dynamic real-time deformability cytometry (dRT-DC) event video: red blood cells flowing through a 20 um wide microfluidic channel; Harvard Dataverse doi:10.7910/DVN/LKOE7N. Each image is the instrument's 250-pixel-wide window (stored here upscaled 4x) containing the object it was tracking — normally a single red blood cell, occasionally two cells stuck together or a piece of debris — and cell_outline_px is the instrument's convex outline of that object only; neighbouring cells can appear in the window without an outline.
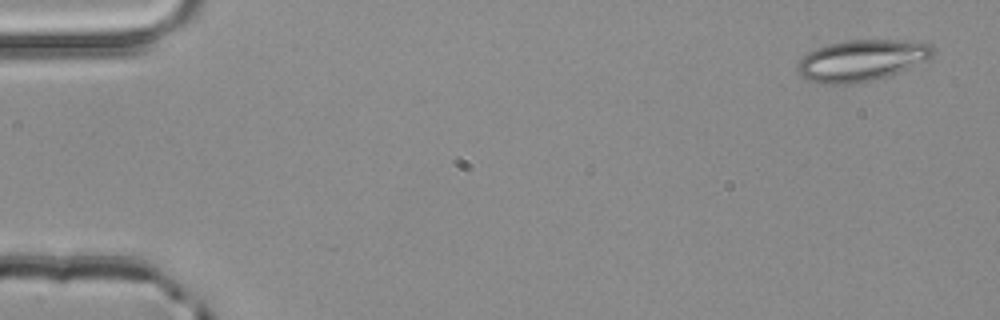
{"species": "common noctule bat (a hibernating species)", "species_latin": "Nyctalus noctula", "temperature_condition": "room temperature", "stored_images_in_passage": 4, "camera_frame_rate_fps": 3000, "um_per_image_px": 0.085, "animal": {"sex": "male", "body_mass_g": 20.4}, "frame": {"image": 1, "passage_image": 1, "time_ms": 0.0, "image_size_px": [1000, 320], "cell_outline_px": [[936, 48], [932, 56], [928, 60], [888, 76], [872, 80], [852, 84], [824, 84], [808, 80], [800, 76], [796, 72], [796, 64], [808, 52], [816, 48], [828, 44], [844, 40], [892, 40], [932, 44]], "centroid_in_image_um": [73.2, 5.14], "position_along_channel_um": 11.8, "area_um2": 32.71}}